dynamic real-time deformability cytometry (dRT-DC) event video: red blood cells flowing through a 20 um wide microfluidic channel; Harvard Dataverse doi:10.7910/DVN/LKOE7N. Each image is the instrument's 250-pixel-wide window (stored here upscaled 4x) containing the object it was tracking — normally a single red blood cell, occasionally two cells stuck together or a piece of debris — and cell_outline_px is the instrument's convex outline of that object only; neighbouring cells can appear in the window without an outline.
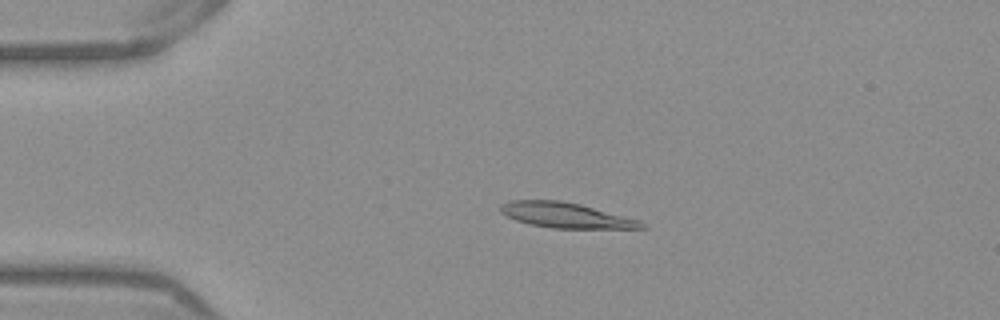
{"species": "Egyptian fruit bat (a non-hibernating species)", "species_latin": "Rousettus aegyptiacus", "temperature_condition": "warm", "stored_images_in_passage": 45, "camera_frame_rate_fps": 3000, "um_per_image_px": 0.085, "frame": {"image": 1, "passage_image": 11, "time_ms": 3.333, "image_size_px": [1000, 320], "cell_outline_px": [[648, 228], [552, 228], [528, 224], [516, 220], [500, 212], [500, 204], [512, 200], [560, 200], [580, 204], [640, 220]], "centroid_in_image_um": [48.07, 18.29], "position_along_channel_um": 36.9, "area_um2": 20.63}}
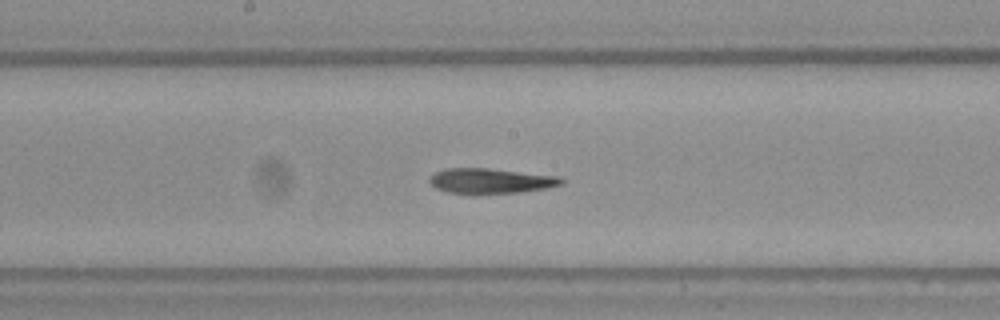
{"frame": {"image": 2, "passage_image": 27, "time_ms": 8.667, "image_size_px": [1000, 320], "cell_outline_px": [[564, 184], [548, 188], [520, 192], [476, 196], [472, 196], [448, 192], [436, 188], [428, 180], [436, 172], [444, 168], [488, 168], [560, 176], [564, 180]], "centroid_in_image_um": [41.72, 15.41], "position_along_channel_um": 206.5, "area_um2": 20.0}}
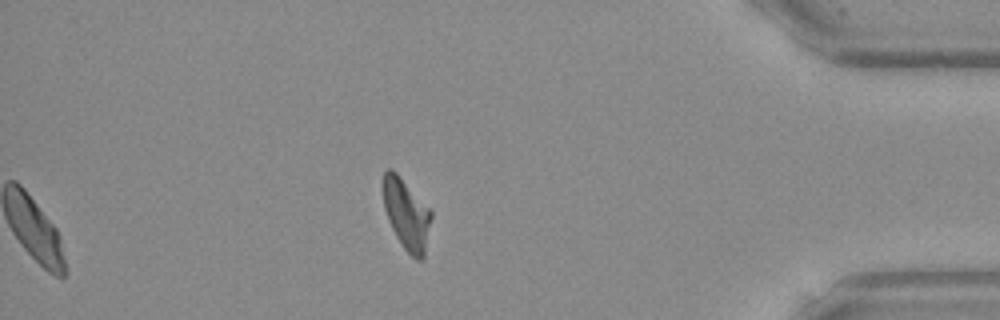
{"frame": {"image": 3, "passage_image": 45, "time_ms": 14.667, "image_size_px": [1000, 320], "cell_outline_px": [[432, 216], [424, 256], [420, 260], [416, 260], [404, 248], [396, 236], [388, 220], [384, 208], [380, 184], [384, 172], [388, 168], [392, 168], [396, 172], [432, 212]], "centroid_in_image_um": [34.5, 18.17], "position_along_channel_um": 400.7, "area_um2": 19.88}, "authors_computed_cell_mechanics": {"area_um2": 20.6346, "velocity_mm_per_s": 3.8845, "shape_relaxation_time_tau1_ms": null, "shape_relaxation_time_tau2_ms": 4.8119, "deformation_change_tau1": null, "deformation_change_tau2": 0.132}}